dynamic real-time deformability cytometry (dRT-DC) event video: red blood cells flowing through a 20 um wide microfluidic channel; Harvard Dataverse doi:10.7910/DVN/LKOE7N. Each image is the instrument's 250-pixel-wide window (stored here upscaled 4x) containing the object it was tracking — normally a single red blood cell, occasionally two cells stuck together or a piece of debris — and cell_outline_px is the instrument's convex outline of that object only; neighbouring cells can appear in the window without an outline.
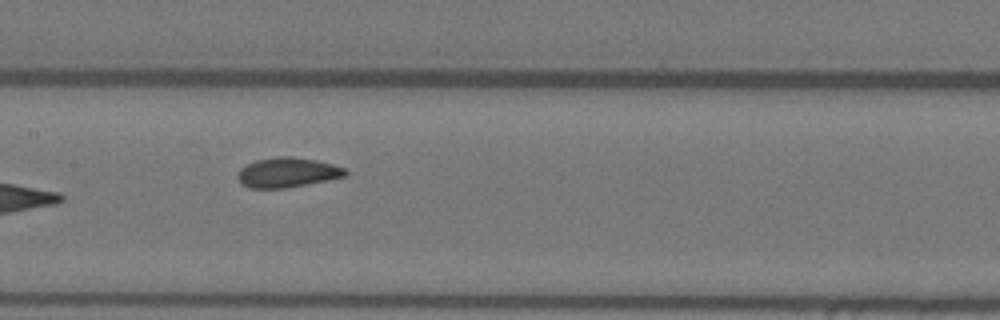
{"species": "Egyptian fruit bat (a non-hibernating species)", "species_latin": "Rousettus aegyptiacus", "temperature_condition": "warm", "stored_images_in_passage": 7, "camera_frame_rate_fps": 3000, "um_per_image_px": 0.085, "animal": {"sex": "female"}, "frame": {"image": 1, "passage_image": 6, "time_ms": 1.667, "image_size_px": [1000, 320], "cell_outline_px": [[348, 172], [344, 176], [284, 188], [248, 188], [236, 176], [240, 168], [256, 160], [280, 156], [292, 156], [316, 160], [332, 164], [344, 168]], "centroid_in_image_um": [24.39, 14.65], "position_along_channel_um": 183.0, "area_um2": 18.32}}
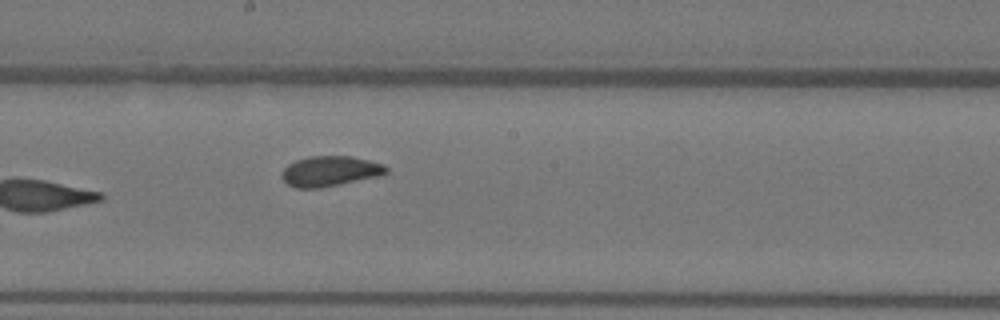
{"frame": {"image": 2, "passage_image": 7, "time_ms": 2.0, "image_size_px": [1000, 320], "cell_outline_px": [[388, 172], [380, 176], [320, 188], [296, 188], [288, 184], [280, 176], [280, 172], [288, 164], [296, 160], [308, 156], [352, 156], [384, 164], [388, 168]], "centroid_in_image_um": [28.04, 14.55], "position_along_channel_um": 220.2, "area_um2": 18.55}}